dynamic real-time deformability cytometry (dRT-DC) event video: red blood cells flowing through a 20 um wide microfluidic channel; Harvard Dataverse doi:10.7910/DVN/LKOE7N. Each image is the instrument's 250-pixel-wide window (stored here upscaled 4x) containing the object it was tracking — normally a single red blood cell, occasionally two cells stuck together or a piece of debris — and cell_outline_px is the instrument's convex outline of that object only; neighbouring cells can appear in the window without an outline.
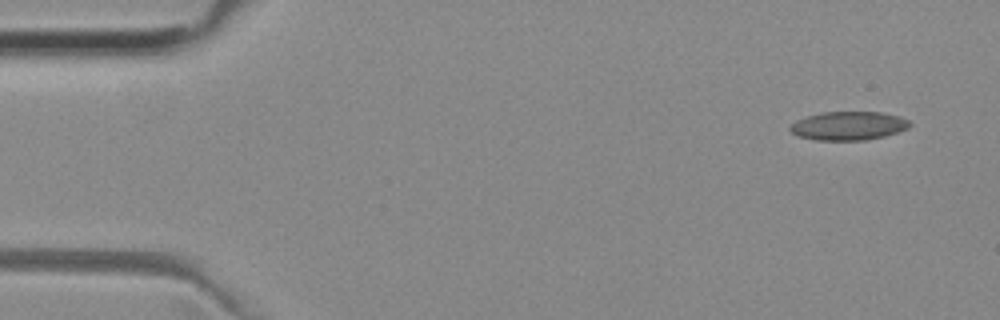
{"species": "common noctule bat (a hibernating species)", "species_latin": "Nyctalus noctula", "temperature_condition": "room temperature", "stored_images_in_passage": 15, "camera_frame_rate_fps": 3000, "um_per_image_px": 0.085, "animal": {"sex": "female", "body_mass_g": 29.2, "forearm_length_mm": 56.3}, "frame": {"image": 1, "passage_image": 1, "time_ms": 0.0, "image_size_px": [1000, 320], "cell_outline_px": [[912, 124], [908, 128], [884, 136], [864, 140], [816, 140], [796, 136], [788, 128], [796, 120], [808, 116], [824, 112], [880, 112], [900, 116], [908, 120]], "centroid_in_image_um": [72.11, 10.69], "position_along_channel_um": 12.9, "area_um2": 19.88}}
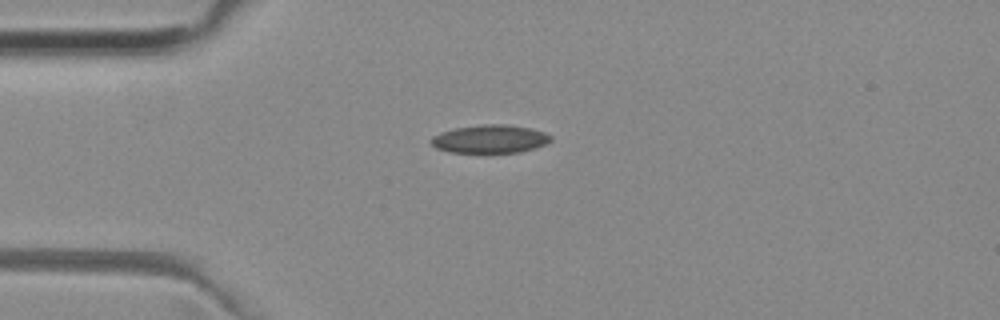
{"frame": {"image": 2, "passage_image": 11, "time_ms": 3.333, "image_size_px": [1000, 320], "cell_outline_px": [[552, 140], [544, 144], [520, 152], [452, 152], [436, 148], [428, 140], [432, 136], [440, 132], [456, 128], [484, 124], [504, 124], [528, 128], [544, 132], [552, 136]], "centroid_in_image_um": [41.61, 11.81], "position_along_channel_um": 43.4, "area_um2": 19.42}}